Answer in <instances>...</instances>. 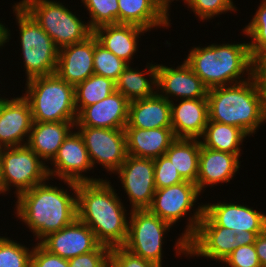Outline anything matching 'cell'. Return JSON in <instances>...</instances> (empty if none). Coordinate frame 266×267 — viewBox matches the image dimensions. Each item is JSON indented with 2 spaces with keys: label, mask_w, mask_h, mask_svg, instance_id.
Returning <instances> with one entry per match:
<instances>
[{
  "label": "cell",
  "mask_w": 266,
  "mask_h": 267,
  "mask_svg": "<svg viewBox=\"0 0 266 267\" xmlns=\"http://www.w3.org/2000/svg\"><path fill=\"white\" fill-rule=\"evenodd\" d=\"M52 163H54V169L47 168L49 179L55 175L59 179L75 183L101 180L100 178L93 179L82 175V172L91 170L93 167L85 147L84 139L78 131L70 132L60 146Z\"/></svg>",
  "instance_id": "obj_14"
},
{
  "label": "cell",
  "mask_w": 266,
  "mask_h": 267,
  "mask_svg": "<svg viewBox=\"0 0 266 267\" xmlns=\"http://www.w3.org/2000/svg\"><path fill=\"white\" fill-rule=\"evenodd\" d=\"M128 155L155 159L168 150L176 139L172 128H124Z\"/></svg>",
  "instance_id": "obj_24"
},
{
  "label": "cell",
  "mask_w": 266,
  "mask_h": 267,
  "mask_svg": "<svg viewBox=\"0 0 266 267\" xmlns=\"http://www.w3.org/2000/svg\"><path fill=\"white\" fill-rule=\"evenodd\" d=\"M90 13L89 27H97L119 23L118 0H82Z\"/></svg>",
  "instance_id": "obj_33"
},
{
  "label": "cell",
  "mask_w": 266,
  "mask_h": 267,
  "mask_svg": "<svg viewBox=\"0 0 266 267\" xmlns=\"http://www.w3.org/2000/svg\"><path fill=\"white\" fill-rule=\"evenodd\" d=\"M201 143L196 138H176L165 152L185 181L196 184Z\"/></svg>",
  "instance_id": "obj_28"
},
{
  "label": "cell",
  "mask_w": 266,
  "mask_h": 267,
  "mask_svg": "<svg viewBox=\"0 0 266 267\" xmlns=\"http://www.w3.org/2000/svg\"><path fill=\"white\" fill-rule=\"evenodd\" d=\"M258 8L251 22L243 29L244 34L253 39L248 43L253 60L266 51V0Z\"/></svg>",
  "instance_id": "obj_34"
},
{
  "label": "cell",
  "mask_w": 266,
  "mask_h": 267,
  "mask_svg": "<svg viewBox=\"0 0 266 267\" xmlns=\"http://www.w3.org/2000/svg\"><path fill=\"white\" fill-rule=\"evenodd\" d=\"M116 173L132 203L131 210L148 209L156 191L153 159L127 155Z\"/></svg>",
  "instance_id": "obj_12"
},
{
  "label": "cell",
  "mask_w": 266,
  "mask_h": 267,
  "mask_svg": "<svg viewBox=\"0 0 266 267\" xmlns=\"http://www.w3.org/2000/svg\"><path fill=\"white\" fill-rule=\"evenodd\" d=\"M43 162L27 145L0 148V194L13 185L18 197L49 180L48 166Z\"/></svg>",
  "instance_id": "obj_9"
},
{
  "label": "cell",
  "mask_w": 266,
  "mask_h": 267,
  "mask_svg": "<svg viewBox=\"0 0 266 267\" xmlns=\"http://www.w3.org/2000/svg\"><path fill=\"white\" fill-rule=\"evenodd\" d=\"M128 236L123 247L141 258L162 266V239L169 223L148 209L131 210Z\"/></svg>",
  "instance_id": "obj_10"
},
{
  "label": "cell",
  "mask_w": 266,
  "mask_h": 267,
  "mask_svg": "<svg viewBox=\"0 0 266 267\" xmlns=\"http://www.w3.org/2000/svg\"><path fill=\"white\" fill-rule=\"evenodd\" d=\"M145 28L134 24H108L97 27L93 35L98 43L129 64L133 54L137 51V39Z\"/></svg>",
  "instance_id": "obj_25"
},
{
  "label": "cell",
  "mask_w": 266,
  "mask_h": 267,
  "mask_svg": "<svg viewBox=\"0 0 266 267\" xmlns=\"http://www.w3.org/2000/svg\"><path fill=\"white\" fill-rule=\"evenodd\" d=\"M19 4L33 17L60 49L82 42L93 34L67 7L51 0H22Z\"/></svg>",
  "instance_id": "obj_8"
},
{
  "label": "cell",
  "mask_w": 266,
  "mask_h": 267,
  "mask_svg": "<svg viewBox=\"0 0 266 267\" xmlns=\"http://www.w3.org/2000/svg\"><path fill=\"white\" fill-rule=\"evenodd\" d=\"M33 120L28 100L22 96L3 98L0 104V148L22 146L31 131Z\"/></svg>",
  "instance_id": "obj_19"
},
{
  "label": "cell",
  "mask_w": 266,
  "mask_h": 267,
  "mask_svg": "<svg viewBox=\"0 0 266 267\" xmlns=\"http://www.w3.org/2000/svg\"><path fill=\"white\" fill-rule=\"evenodd\" d=\"M147 68L148 70L143 73V71L140 72L131 68L128 64L115 82L116 91L121 93L130 102L153 96L157 92L155 88L157 65L150 64ZM145 74L151 77L150 81L144 76ZM153 88H155V91Z\"/></svg>",
  "instance_id": "obj_29"
},
{
  "label": "cell",
  "mask_w": 266,
  "mask_h": 267,
  "mask_svg": "<svg viewBox=\"0 0 266 267\" xmlns=\"http://www.w3.org/2000/svg\"><path fill=\"white\" fill-rule=\"evenodd\" d=\"M156 81V88L161 90L158 94L168 101H171L170 96L207 98L208 88L185 61L176 69L157 64Z\"/></svg>",
  "instance_id": "obj_17"
},
{
  "label": "cell",
  "mask_w": 266,
  "mask_h": 267,
  "mask_svg": "<svg viewBox=\"0 0 266 267\" xmlns=\"http://www.w3.org/2000/svg\"><path fill=\"white\" fill-rule=\"evenodd\" d=\"M156 189L169 187L185 180L166 155L153 159Z\"/></svg>",
  "instance_id": "obj_36"
},
{
  "label": "cell",
  "mask_w": 266,
  "mask_h": 267,
  "mask_svg": "<svg viewBox=\"0 0 266 267\" xmlns=\"http://www.w3.org/2000/svg\"><path fill=\"white\" fill-rule=\"evenodd\" d=\"M125 128H172L171 101L158 92L151 97L131 101Z\"/></svg>",
  "instance_id": "obj_23"
},
{
  "label": "cell",
  "mask_w": 266,
  "mask_h": 267,
  "mask_svg": "<svg viewBox=\"0 0 266 267\" xmlns=\"http://www.w3.org/2000/svg\"><path fill=\"white\" fill-rule=\"evenodd\" d=\"M93 65L95 75L110 78L116 82L128 63L105 49L94 36Z\"/></svg>",
  "instance_id": "obj_32"
},
{
  "label": "cell",
  "mask_w": 266,
  "mask_h": 267,
  "mask_svg": "<svg viewBox=\"0 0 266 267\" xmlns=\"http://www.w3.org/2000/svg\"><path fill=\"white\" fill-rule=\"evenodd\" d=\"M204 213L217 226L229 228L244 239H252L266 230V215L248 206L219 202L204 205Z\"/></svg>",
  "instance_id": "obj_13"
},
{
  "label": "cell",
  "mask_w": 266,
  "mask_h": 267,
  "mask_svg": "<svg viewBox=\"0 0 266 267\" xmlns=\"http://www.w3.org/2000/svg\"><path fill=\"white\" fill-rule=\"evenodd\" d=\"M207 99L209 121L238 127L248 136L266 122V96L254 75L241 83L208 89Z\"/></svg>",
  "instance_id": "obj_2"
},
{
  "label": "cell",
  "mask_w": 266,
  "mask_h": 267,
  "mask_svg": "<svg viewBox=\"0 0 266 267\" xmlns=\"http://www.w3.org/2000/svg\"><path fill=\"white\" fill-rule=\"evenodd\" d=\"M111 248L100 244L94 251L68 259L69 267H109Z\"/></svg>",
  "instance_id": "obj_40"
},
{
  "label": "cell",
  "mask_w": 266,
  "mask_h": 267,
  "mask_svg": "<svg viewBox=\"0 0 266 267\" xmlns=\"http://www.w3.org/2000/svg\"><path fill=\"white\" fill-rule=\"evenodd\" d=\"M208 120L207 98L182 99L178 105L171 100V126L176 138H201Z\"/></svg>",
  "instance_id": "obj_21"
},
{
  "label": "cell",
  "mask_w": 266,
  "mask_h": 267,
  "mask_svg": "<svg viewBox=\"0 0 266 267\" xmlns=\"http://www.w3.org/2000/svg\"><path fill=\"white\" fill-rule=\"evenodd\" d=\"M261 267H266V230L252 238Z\"/></svg>",
  "instance_id": "obj_43"
},
{
  "label": "cell",
  "mask_w": 266,
  "mask_h": 267,
  "mask_svg": "<svg viewBox=\"0 0 266 267\" xmlns=\"http://www.w3.org/2000/svg\"><path fill=\"white\" fill-rule=\"evenodd\" d=\"M158 8L164 13V15L168 18L169 13H168V8H169V3L171 4V1L174 0H155ZM177 1V0H176ZM185 1L184 3L188 4L189 0H183Z\"/></svg>",
  "instance_id": "obj_44"
},
{
  "label": "cell",
  "mask_w": 266,
  "mask_h": 267,
  "mask_svg": "<svg viewBox=\"0 0 266 267\" xmlns=\"http://www.w3.org/2000/svg\"><path fill=\"white\" fill-rule=\"evenodd\" d=\"M187 5L202 20L210 19L226 11H236L232 0H189Z\"/></svg>",
  "instance_id": "obj_37"
},
{
  "label": "cell",
  "mask_w": 266,
  "mask_h": 267,
  "mask_svg": "<svg viewBox=\"0 0 266 267\" xmlns=\"http://www.w3.org/2000/svg\"><path fill=\"white\" fill-rule=\"evenodd\" d=\"M115 91L116 84L112 79L93 74L75 86L77 114L85 107L105 99Z\"/></svg>",
  "instance_id": "obj_31"
},
{
  "label": "cell",
  "mask_w": 266,
  "mask_h": 267,
  "mask_svg": "<svg viewBox=\"0 0 266 267\" xmlns=\"http://www.w3.org/2000/svg\"><path fill=\"white\" fill-rule=\"evenodd\" d=\"M76 121L33 122L27 145L42 160H53Z\"/></svg>",
  "instance_id": "obj_26"
},
{
  "label": "cell",
  "mask_w": 266,
  "mask_h": 267,
  "mask_svg": "<svg viewBox=\"0 0 266 267\" xmlns=\"http://www.w3.org/2000/svg\"><path fill=\"white\" fill-rule=\"evenodd\" d=\"M109 267H162L137 256L123 246L112 247L109 254Z\"/></svg>",
  "instance_id": "obj_39"
},
{
  "label": "cell",
  "mask_w": 266,
  "mask_h": 267,
  "mask_svg": "<svg viewBox=\"0 0 266 267\" xmlns=\"http://www.w3.org/2000/svg\"><path fill=\"white\" fill-rule=\"evenodd\" d=\"M130 101L118 91L105 99L85 107L78 115L75 126L124 129L128 122Z\"/></svg>",
  "instance_id": "obj_18"
},
{
  "label": "cell",
  "mask_w": 266,
  "mask_h": 267,
  "mask_svg": "<svg viewBox=\"0 0 266 267\" xmlns=\"http://www.w3.org/2000/svg\"><path fill=\"white\" fill-rule=\"evenodd\" d=\"M74 196L43 182L17 197L16 215L42 240L77 218V195Z\"/></svg>",
  "instance_id": "obj_3"
},
{
  "label": "cell",
  "mask_w": 266,
  "mask_h": 267,
  "mask_svg": "<svg viewBox=\"0 0 266 267\" xmlns=\"http://www.w3.org/2000/svg\"><path fill=\"white\" fill-rule=\"evenodd\" d=\"M39 243L64 259L92 252L100 245L94 232L78 218L61 230L48 234Z\"/></svg>",
  "instance_id": "obj_15"
},
{
  "label": "cell",
  "mask_w": 266,
  "mask_h": 267,
  "mask_svg": "<svg viewBox=\"0 0 266 267\" xmlns=\"http://www.w3.org/2000/svg\"><path fill=\"white\" fill-rule=\"evenodd\" d=\"M33 122L77 121L75 86L56 73L26 81Z\"/></svg>",
  "instance_id": "obj_6"
},
{
  "label": "cell",
  "mask_w": 266,
  "mask_h": 267,
  "mask_svg": "<svg viewBox=\"0 0 266 267\" xmlns=\"http://www.w3.org/2000/svg\"><path fill=\"white\" fill-rule=\"evenodd\" d=\"M189 217L182 237L177 240L176 252L204 256L224 261L245 240L229 228L217 226L205 213L204 205Z\"/></svg>",
  "instance_id": "obj_5"
},
{
  "label": "cell",
  "mask_w": 266,
  "mask_h": 267,
  "mask_svg": "<svg viewBox=\"0 0 266 267\" xmlns=\"http://www.w3.org/2000/svg\"><path fill=\"white\" fill-rule=\"evenodd\" d=\"M254 76L261 85L266 96V51L254 60Z\"/></svg>",
  "instance_id": "obj_42"
},
{
  "label": "cell",
  "mask_w": 266,
  "mask_h": 267,
  "mask_svg": "<svg viewBox=\"0 0 266 267\" xmlns=\"http://www.w3.org/2000/svg\"><path fill=\"white\" fill-rule=\"evenodd\" d=\"M246 136L248 135L238 127L208 120L200 143L206 148L240 156L239 146Z\"/></svg>",
  "instance_id": "obj_30"
},
{
  "label": "cell",
  "mask_w": 266,
  "mask_h": 267,
  "mask_svg": "<svg viewBox=\"0 0 266 267\" xmlns=\"http://www.w3.org/2000/svg\"><path fill=\"white\" fill-rule=\"evenodd\" d=\"M64 183L77 195V218L94 232L96 240L110 248L123 246L128 236L126 209L110 182Z\"/></svg>",
  "instance_id": "obj_1"
},
{
  "label": "cell",
  "mask_w": 266,
  "mask_h": 267,
  "mask_svg": "<svg viewBox=\"0 0 266 267\" xmlns=\"http://www.w3.org/2000/svg\"><path fill=\"white\" fill-rule=\"evenodd\" d=\"M9 29L5 28V26L0 23V47H2L9 40ZM8 39V40H7Z\"/></svg>",
  "instance_id": "obj_45"
},
{
  "label": "cell",
  "mask_w": 266,
  "mask_h": 267,
  "mask_svg": "<svg viewBox=\"0 0 266 267\" xmlns=\"http://www.w3.org/2000/svg\"><path fill=\"white\" fill-rule=\"evenodd\" d=\"M199 195L197 185L190 181L156 189L148 210L172 225L187 215Z\"/></svg>",
  "instance_id": "obj_16"
},
{
  "label": "cell",
  "mask_w": 266,
  "mask_h": 267,
  "mask_svg": "<svg viewBox=\"0 0 266 267\" xmlns=\"http://www.w3.org/2000/svg\"><path fill=\"white\" fill-rule=\"evenodd\" d=\"M94 35L59 49L56 74L76 86L94 74Z\"/></svg>",
  "instance_id": "obj_20"
},
{
  "label": "cell",
  "mask_w": 266,
  "mask_h": 267,
  "mask_svg": "<svg viewBox=\"0 0 266 267\" xmlns=\"http://www.w3.org/2000/svg\"><path fill=\"white\" fill-rule=\"evenodd\" d=\"M77 129L84 139L92 167L99 163L107 171L116 173L128 155L125 130L93 127Z\"/></svg>",
  "instance_id": "obj_11"
},
{
  "label": "cell",
  "mask_w": 266,
  "mask_h": 267,
  "mask_svg": "<svg viewBox=\"0 0 266 267\" xmlns=\"http://www.w3.org/2000/svg\"><path fill=\"white\" fill-rule=\"evenodd\" d=\"M239 156L230 152L213 150L201 145L199 155V173L196 185L201 191L208 185L227 183L240 168ZM207 185V186H205Z\"/></svg>",
  "instance_id": "obj_22"
},
{
  "label": "cell",
  "mask_w": 266,
  "mask_h": 267,
  "mask_svg": "<svg viewBox=\"0 0 266 267\" xmlns=\"http://www.w3.org/2000/svg\"><path fill=\"white\" fill-rule=\"evenodd\" d=\"M223 262L231 267H261L252 239H245Z\"/></svg>",
  "instance_id": "obj_38"
},
{
  "label": "cell",
  "mask_w": 266,
  "mask_h": 267,
  "mask_svg": "<svg viewBox=\"0 0 266 267\" xmlns=\"http://www.w3.org/2000/svg\"><path fill=\"white\" fill-rule=\"evenodd\" d=\"M31 267H69L68 259L46 250L40 243L32 248Z\"/></svg>",
  "instance_id": "obj_41"
},
{
  "label": "cell",
  "mask_w": 266,
  "mask_h": 267,
  "mask_svg": "<svg viewBox=\"0 0 266 267\" xmlns=\"http://www.w3.org/2000/svg\"><path fill=\"white\" fill-rule=\"evenodd\" d=\"M31 255L32 249L0 237V267H31Z\"/></svg>",
  "instance_id": "obj_35"
},
{
  "label": "cell",
  "mask_w": 266,
  "mask_h": 267,
  "mask_svg": "<svg viewBox=\"0 0 266 267\" xmlns=\"http://www.w3.org/2000/svg\"><path fill=\"white\" fill-rule=\"evenodd\" d=\"M119 23L134 24L147 31L157 26H169V20L155 0H118Z\"/></svg>",
  "instance_id": "obj_27"
},
{
  "label": "cell",
  "mask_w": 266,
  "mask_h": 267,
  "mask_svg": "<svg viewBox=\"0 0 266 267\" xmlns=\"http://www.w3.org/2000/svg\"><path fill=\"white\" fill-rule=\"evenodd\" d=\"M185 62L208 89L247 81L240 80L245 71L248 77L254 75L248 43L194 47Z\"/></svg>",
  "instance_id": "obj_4"
},
{
  "label": "cell",
  "mask_w": 266,
  "mask_h": 267,
  "mask_svg": "<svg viewBox=\"0 0 266 267\" xmlns=\"http://www.w3.org/2000/svg\"><path fill=\"white\" fill-rule=\"evenodd\" d=\"M27 81L56 72L59 48L33 17L19 4L14 5Z\"/></svg>",
  "instance_id": "obj_7"
}]
</instances>
